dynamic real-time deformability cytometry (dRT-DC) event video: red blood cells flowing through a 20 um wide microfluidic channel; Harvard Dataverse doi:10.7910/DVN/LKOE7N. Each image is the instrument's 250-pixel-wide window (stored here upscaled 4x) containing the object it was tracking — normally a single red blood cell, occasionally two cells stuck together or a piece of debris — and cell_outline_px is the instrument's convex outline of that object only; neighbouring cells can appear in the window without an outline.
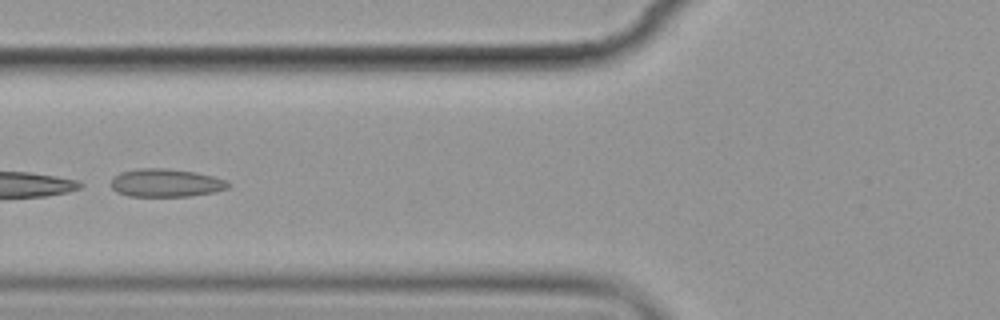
{"species": "common noctule bat (a hibernating species)", "species_latin": "Nyctalus noctula", "temperature_condition": "cold", "stored_images_in_passage": 9, "camera_frame_rate_fps": 3000, "um_per_image_px": 0.085, "animal": {"sex": "female", "body_mass_g": 19.9}, "frame": {"image": 1, "passage_image": 7, "time_ms": 7.0, "image_size_px": [1000, 320], "cell_outline_px": [[232, 184], [228, 188], [212, 192], [188, 196], [128, 196], [116, 192], [112, 188], [112, 180], [120, 172], [136, 168], [168, 168], [196, 172], [228, 180]], "centroid_in_image_um": [14.12, 15.53], "position_along_channel_um": 111.7, "area_um2": 19.25}}
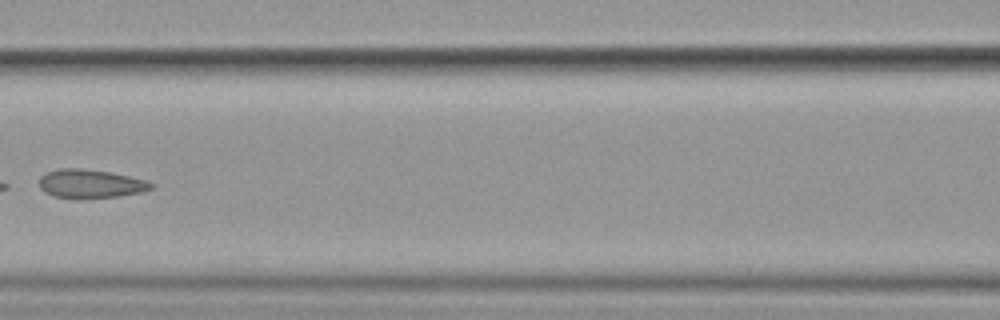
{"frame": {"image": 2, "passage_image": 8, "time_ms": 8.333, "image_size_px": [1000, 320], "cell_outline_px": [[156, 184], [152, 188], [140, 192], [116, 196], [80, 200], [76, 200], [56, 196], [44, 192], [40, 188], [40, 176], [48, 172], [60, 168], [80, 168], [108, 172], [128, 176], [144, 180]], "centroid_in_image_um": [7.66, 15.64], "position_along_channel_um": 158.9, "area_um2": 18.73}}
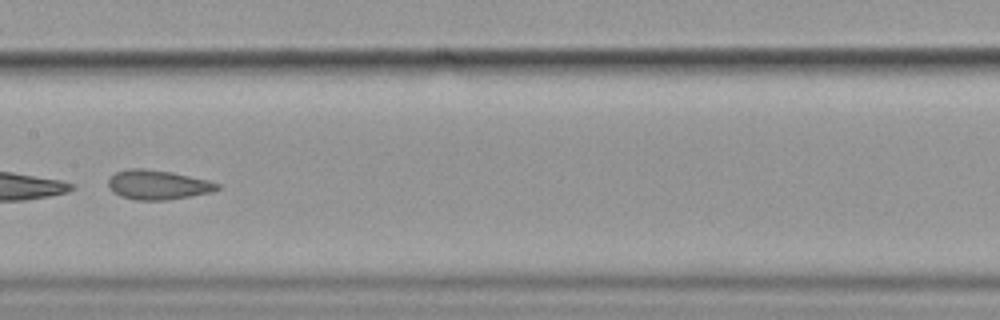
{"frame": {"image": 3, "passage_image": 9, "time_ms": 9.333, "image_size_px": [1000, 320], "cell_outline_px": [[220, 188], [212, 192], [164, 200], [136, 200], [120, 196], [112, 192], [108, 188], [108, 180], [116, 172], [128, 168], [144, 168], [172, 172], [208, 180], [220, 184]], "centroid_in_image_um": [13.39, 15.7], "position_along_channel_um": 194.0, "area_um2": 18.73}}